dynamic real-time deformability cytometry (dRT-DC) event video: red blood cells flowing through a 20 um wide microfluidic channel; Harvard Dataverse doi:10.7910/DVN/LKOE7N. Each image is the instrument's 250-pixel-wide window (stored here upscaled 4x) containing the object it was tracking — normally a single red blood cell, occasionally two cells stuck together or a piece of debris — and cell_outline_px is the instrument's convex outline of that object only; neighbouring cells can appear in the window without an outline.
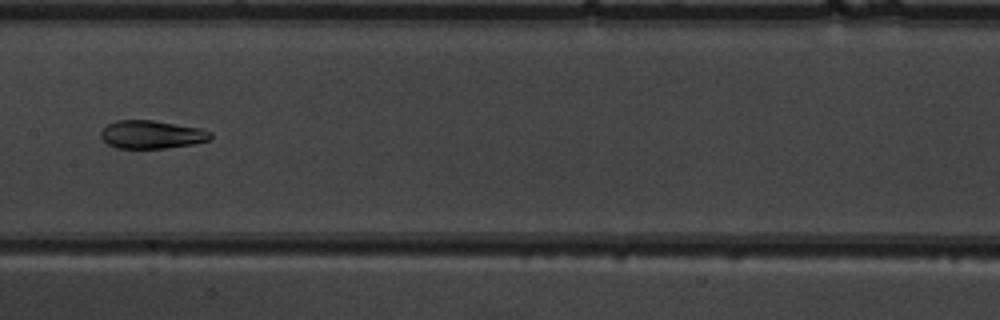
{"species": "common noctule bat (a hibernating species)", "species_latin": "Nyctalus noctula", "temperature_condition": "warm", "stored_images_in_passage": 47, "camera_frame_rate_fps": 3000, "um_per_image_px": 0.085, "animal": {"sex": "male", "body_mass_g": 19.5, "forearm_length_mm": 54.6}, "frame": {"image": 1, "passage_image": 23, "time_ms": 7.333, "image_size_px": [1000, 320], "cell_outline_px": [[212, 140], [192, 144], [164, 148], [116, 148], [108, 144], [100, 136], [100, 132], [108, 124], [116, 120], [152, 120], [200, 128], [212, 132]], "centroid_in_image_um": [12.91, 11.43], "position_along_channel_um": 194.5, "area_um2": 17.98}}
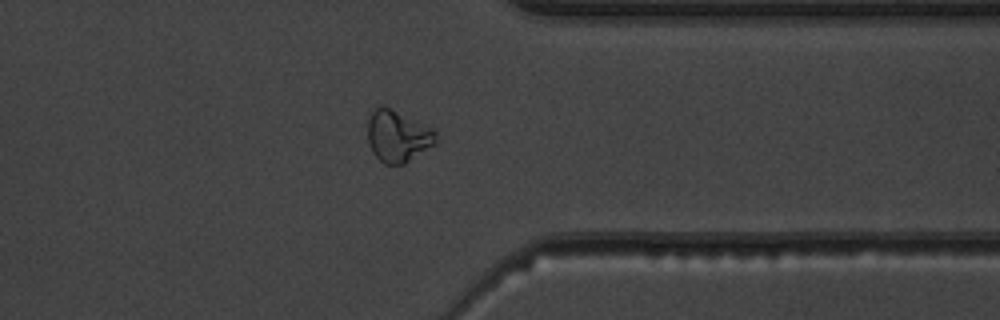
{"frame": {"image": 2, "passage_image": 37, "time_ms": 12.0, "image_size_px": [1000, 320], "cell_outline_px": [[436, 144], [404, 164], [384, 164], [372, 152], [368, 144], [368, 120], [372, 112], [376, 108], [388, 108], [432, 128], [436, 132]], "centroid_in_image_um": [33.81, 11.62], "position_along_channel_um": 377.6, "area_um2": 20.11}}
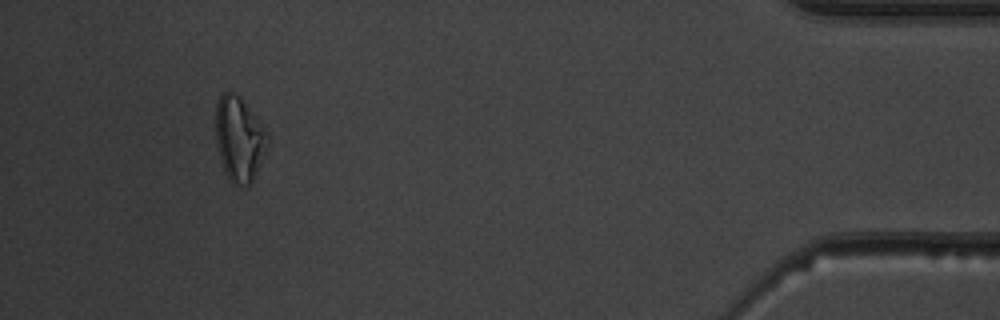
{"frame": {"image": 3, "passage_image": 44, "time_ms": 14.333, "image_size_px": [1000, 320], "cell_outline_px": [[268, 140], [260, 164], [252, 180], [248, 184], [232, 184], [228, 180], [220, 156], [216, 140], [216, 100], [224, 92], [232, 92], [240, 96], [268, 136]], "centroid_in_image_um": [20.29, 11.79], "position_along_channel_um": 414.9, "area_um2": 24.74}, "authors_computed_cell_mechanics": {"area_um2": 19.363, "velocity_mm_per_s": 4.0033, "shape_relaxation_time_tau1_ms": 5.6108, "shape_relaxation_time_tau2_ms": 2.8836, "deformation_change_tau1": 0.1855, "deformation_change_tau2": 0.0699}}